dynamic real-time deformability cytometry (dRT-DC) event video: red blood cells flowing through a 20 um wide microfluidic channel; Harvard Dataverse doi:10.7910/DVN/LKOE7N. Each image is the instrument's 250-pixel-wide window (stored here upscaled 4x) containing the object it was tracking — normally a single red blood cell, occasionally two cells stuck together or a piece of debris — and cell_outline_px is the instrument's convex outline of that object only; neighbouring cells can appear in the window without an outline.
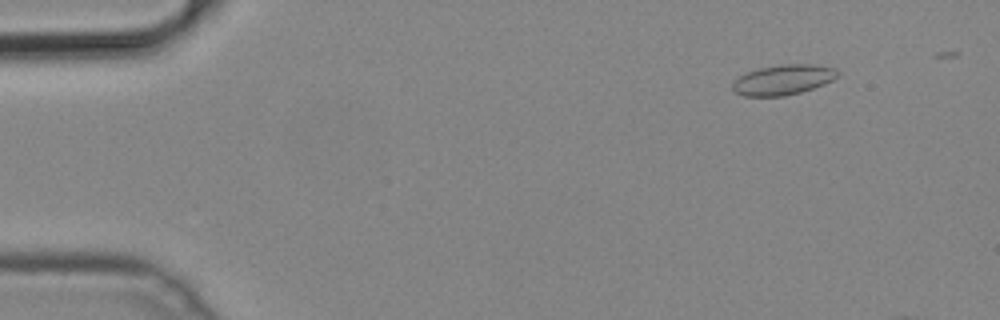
{"species": "common noctule bat (a hibernating species)", "species_latin": "Nyctalus noctula", "temperature_condition": "cold", "stored_images_in_passage": 46, "camera_frame_rate_fps": 3000, "um_per_image_px": 0.085, "animal": {"sex": "male", "body_mass_g": 19.2, "forearm_length_mm": 51.8}, "frame": {"image": 1, "passage_image": 6, "time_ms": 1.667, "image_size_px": [1000, 320], "cell_outline_px": [[840, 72], [832, 80], [824, 84], [800, 92], [784, 96], [744, 96], [736, 92], [732, 88], [732, 80], [748, 72], [760, 68], [784, 64], [812, 64], [836, 68]], "centroid_in_image_um": [66.56, 6.78], "position_along_channel_um": 18.4, "area_um2": 18.32}}
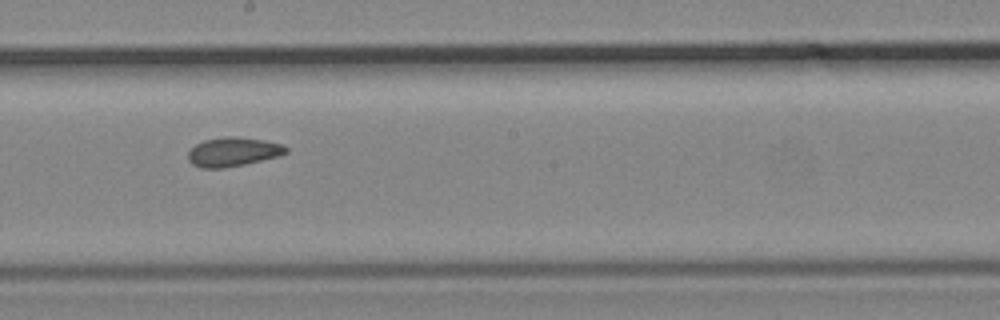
{"frame": {"image": 2, "passage_image": 29, "time_ms": 9.333, "image_size_px": [1000, 320], "cell_outline_px": [[288, 152], [276, 156], [244, 164], [224, 168], [200, 168], [192, 164], [188, 160], [188, 152], [196, 144], [204, 140], [228, 136], [236, 136], [264, 140], [280, 144], [288, 148]], "centroid_in_image_um": [19.77, 12.9], "position_along_channel_um": 228.4, "area_um2": 16.42}}
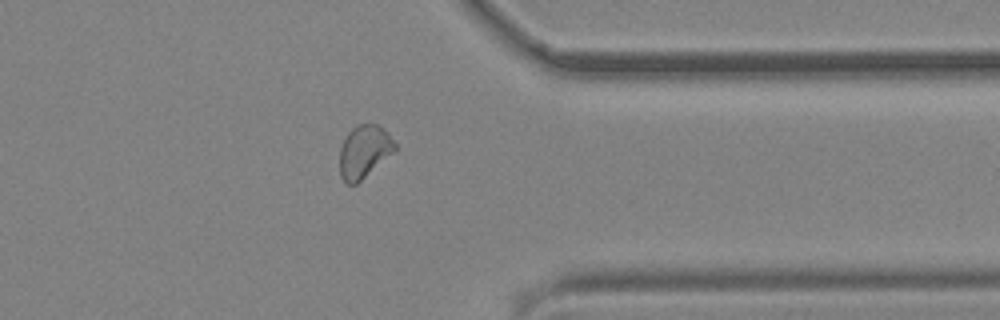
{"frame": {"image": 3, "passage_image": 41, "time_ms": 13.333, "image_size_px": [1000, 320], "cell_outline_px": [[396, 152], [356, 184], [344, 184], [340, 176], [340, 148], [348, 132], [352, 128], [360, 124], [376, 124], [384, 128], [388, 132], [396, 144]], "centroid_in_image_um": [30.97, 12.9], "position_along_channel_um": 380.4, "area_um2": 17.22}}